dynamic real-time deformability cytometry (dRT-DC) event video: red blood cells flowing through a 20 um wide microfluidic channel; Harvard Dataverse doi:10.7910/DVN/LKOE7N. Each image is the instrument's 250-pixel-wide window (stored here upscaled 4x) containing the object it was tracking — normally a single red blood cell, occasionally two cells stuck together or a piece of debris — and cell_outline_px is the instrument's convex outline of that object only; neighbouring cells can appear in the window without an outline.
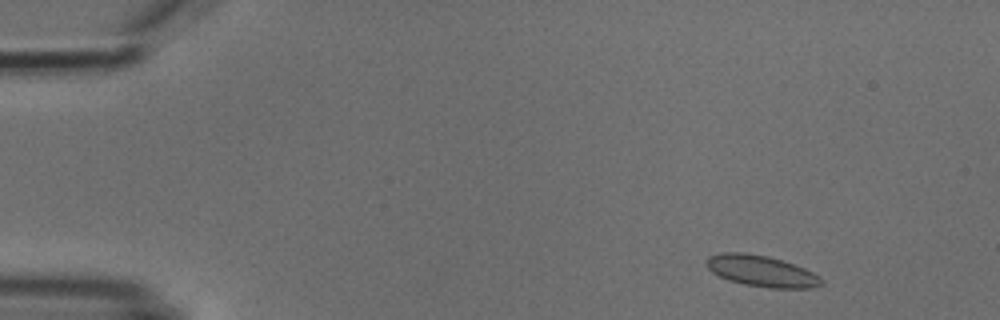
{"species": "common noctule bat (a hibernating species)", "species_latin": "Nyctalus noctula", "temperature_condition": "cold", "stored_images_in_passage": 4, "camera_frame_rate_fps": 3000, "um_per_image_px": 0.085, "animal": {"sex": "male", "body_mass_g": 18.8}, "frame": {"image": 1, "passage_image": 1, "time_ms": 0.0, "image_size_px": [1000, 320], "cell_outline_px": [[824, 284], [812, 288], [772, 288], [744, 284], [728, 280], [712, 272], [704, 264], [704, 260], [708, 256], [720, 252], [744, 252], [768, 256], [804, 268], [820, 276], [824, 280]], "centroid_in_image_um": [64.7, 23.03], "position_along_channel_um": 20.3, "area_um2": 21.04}}